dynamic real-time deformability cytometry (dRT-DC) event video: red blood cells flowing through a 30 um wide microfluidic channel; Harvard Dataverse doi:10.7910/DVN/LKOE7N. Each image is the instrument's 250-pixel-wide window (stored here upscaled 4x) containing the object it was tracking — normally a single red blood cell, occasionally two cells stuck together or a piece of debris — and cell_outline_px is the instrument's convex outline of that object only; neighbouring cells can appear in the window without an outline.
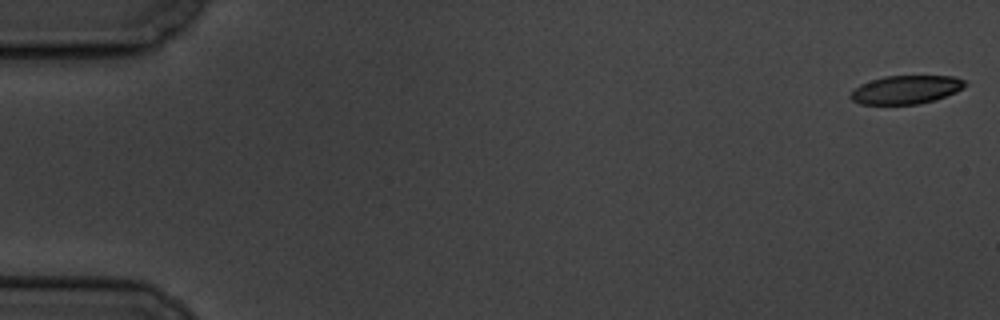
{"species": "common noctule bat (a hibernating species)", "species_latin": "Nyctalus noctula", "temperature_condition": "cold", "stored_images_in_passage": 7, "camera_frame_rate_fps": 3000, "um_per_image_px": 0.085, "animal": {"sex": "male", "body_mass_g": 19.5, "forearm_length_mm": 54.6}, "frame": {"image": 1, "passage_image": 1, "time_ms": 0.0, "image_size_px": [1000, 320], "cell_outline_px": [[968, 84], [964, 88], [956, 92], [936, 100], [916, 104], [860, 104], [852, 100], [848, 96], [860, 84], [884, 76], [952, 76], [964, 80]], "centroid_in_image_um": [77.03, 7.62], "position_along_channel_um": 8.0, "area_um2": 18.96}}
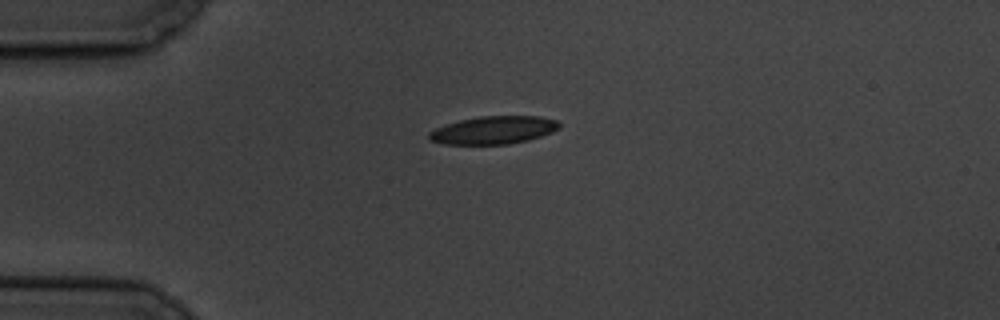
{"frame": {"image": 2, "passage_image": 5, "time_ms": 4.667, "image_size_px": [1000, 320], "cell_outline_px": [[560, 128], [552, 132], [528, 140], [508, 144], [444, 144], [428, 140], [428, 132], [436, 128], [460, 120], [480, 116], [540, 116], [556, 120], [560, 124]], "centroid_in_image_um": [41.95, 11.06], "position_along_channel_um": 43.1, "area_um2": 21.1}}
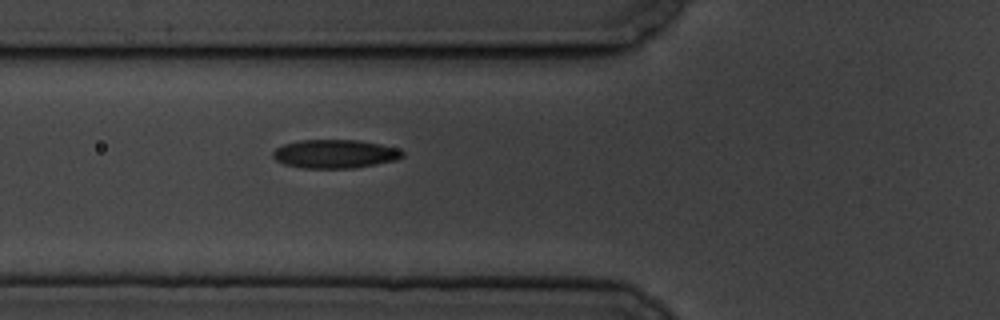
{"frame": {"image": 3, "passage_image": 7, "time_ms": 7.0, "image_size_px": [1000, 320], "cell_outline_px": [[404, 156], [396, 160], [356, 168], [300, 168], [284, 164], [276, 160], [272, 156], [272, 152], [276, 148], [284, 144], [300, 140], [360, 140], [380, 144], [396, 148], [404, 152]], "centroid_in_image_um": [28.46, 13.08], "position_along_channel_um": 97.3, "area_um2": 21.68}}